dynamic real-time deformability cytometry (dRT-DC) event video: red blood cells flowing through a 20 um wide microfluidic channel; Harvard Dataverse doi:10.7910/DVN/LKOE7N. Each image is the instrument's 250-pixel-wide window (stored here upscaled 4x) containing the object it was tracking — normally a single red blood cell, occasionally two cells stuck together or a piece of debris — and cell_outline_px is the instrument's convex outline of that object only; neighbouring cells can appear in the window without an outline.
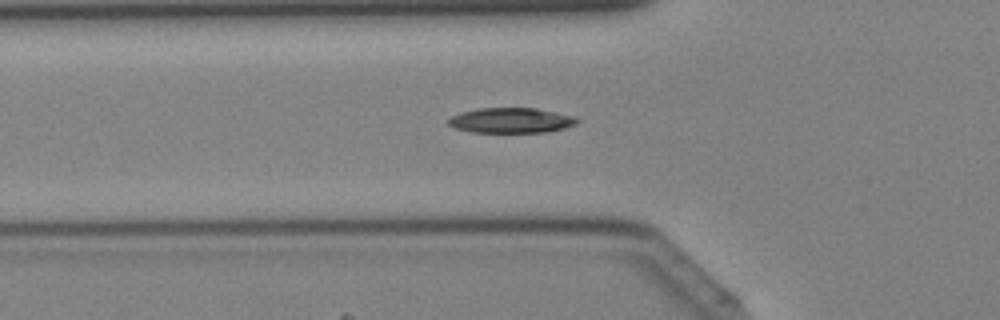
{"species": "Egyptian fruit bat (a non-hibernating species)", "species_latin": "Rousettus aegyptiacus", "temperature_condition": "cold", "stored_images_in_passage": 42, "camera_frame_rate_fps": 3000, "um_per_image_px": 0.085, "animal": {"sex": "female"}, "frame": {"image": 1, "passage_image": 15, "time_ms": 4.667, "image_size_px": [1000, 320], "cell_outline_px": [[580, 120], [576, 124], [564, 128], [548, 132], [472, 132], [456, 128], [448, 124], [448, 120], [452, 116], [460, 112], [476, 108], [536, 108], [576, 116]], "centroid_in_image_um": [43.47, 10.23], "position_along_channel_um": 82.3, "area_um2": 18.96}}
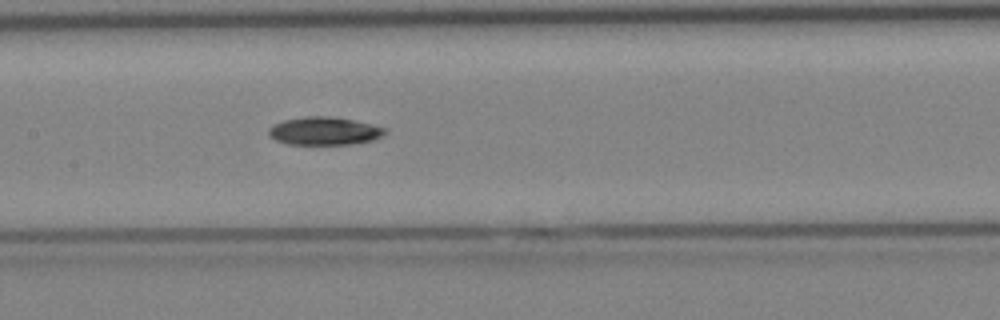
{"frame": {"image": 2, "passage_image": 21, "time_ms": 6.667, "image_size_px": [1000, 320], "cell_outline_px": [[388, 132], [372, 140], [352, 144], [288, 144], [276, 140], [268, 136], [268, 128], [284, 120], [304, 116], [328, 116], [352, 120], [372, 124], [388, 128]], "centroid_in_image_um": [27.57, 11.13], "position_along_channel_um": 179.8, "area_um2": 18.96}}
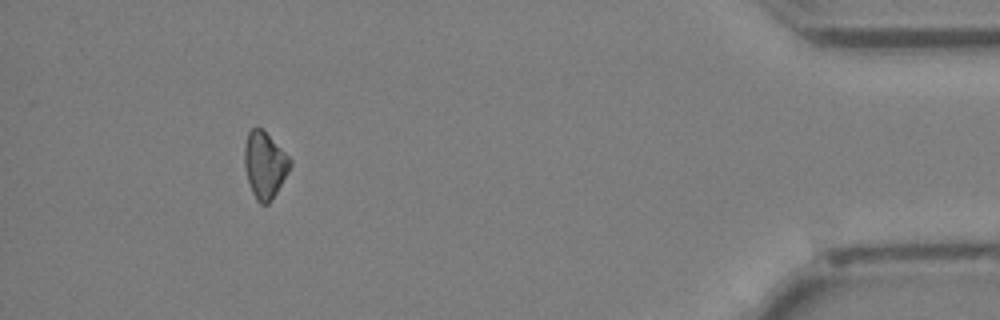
{"frame": {"image": 3, "passage_image": 39, "time_ms": 12.667, "image_size_px": [1000, 320], "cell_outline_px": [[292, 164], [288, 172], [276, 192], [268, 204], [260, 204], [256, 200], [252, 192], [244, 168], [244, 144], [248, 132], [252, 128], [260, 128], [292, 160]], "centroid_in_image_um": [22.47, 14.04], "position_along_channel_um": 412.7, "area_um2": 17.34}}